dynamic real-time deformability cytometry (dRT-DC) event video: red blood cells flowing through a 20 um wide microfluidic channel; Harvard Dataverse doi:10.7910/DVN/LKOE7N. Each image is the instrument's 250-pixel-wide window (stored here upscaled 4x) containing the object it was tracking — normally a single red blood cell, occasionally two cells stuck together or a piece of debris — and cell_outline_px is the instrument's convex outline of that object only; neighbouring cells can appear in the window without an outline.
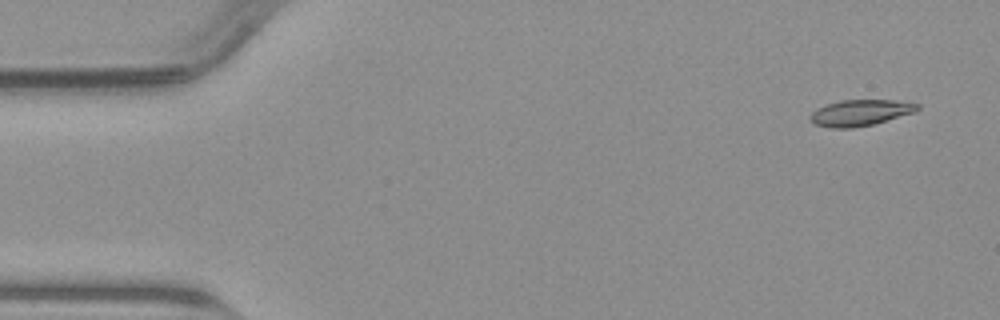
{"species": "common noctule bat (a hibernating species)", "species_latin": "Nyctalus noctula", "temperature_condition": "warm", "stored_images_in_passage": 49, "camera_frame_rate_fps": 3000, "um_per_image_px": 0.085, "animal": {"sex": "male", "body_mass_g": 23.1, "forearm_length_mm": 52.7}, "frame": {"image": 1, "passage_image": 3, "time_ms": 0.667, "image_size_px": [1000, 320], "cell_outline_px": [[920, 108], [916, 112], [872, 124], [852, 128], [832, 128], [816, 124], [808, 120], [808, 116], [816, 108], [840, 100], [896, 100], [920, 104]], "centroid_in_image_um": [73.12, 9.58], "position_along_channel_um": 11.9, "area_um2": 16.36}}
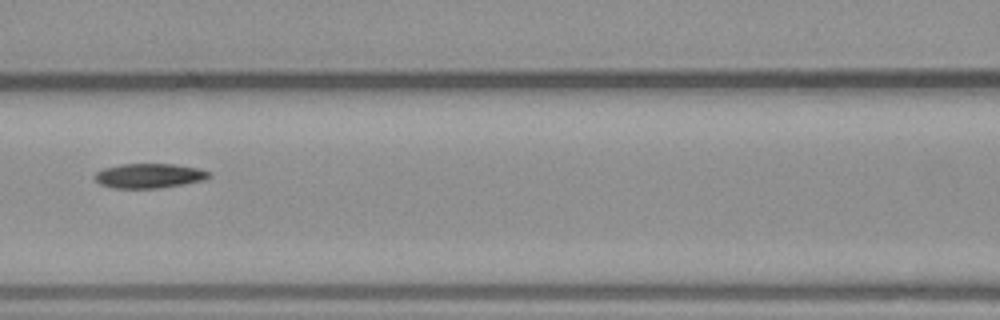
{"frame": {"image": 2, "passage_image": 22, "time_ms": 7.0, "image_size_px": [1000, 320], "cell_outline_px": [[212, 176], [204, 180], [156, 188], [112, 188], [100, 184], [92, 176], [96, 172], [104, 168], [120, 164], [176, 164], [200, 168], [212, 172]], "centroid_in_image_um": [12.69, 14.93], "position_along_channel_um": 153.9, "area_um2": 16.47}}
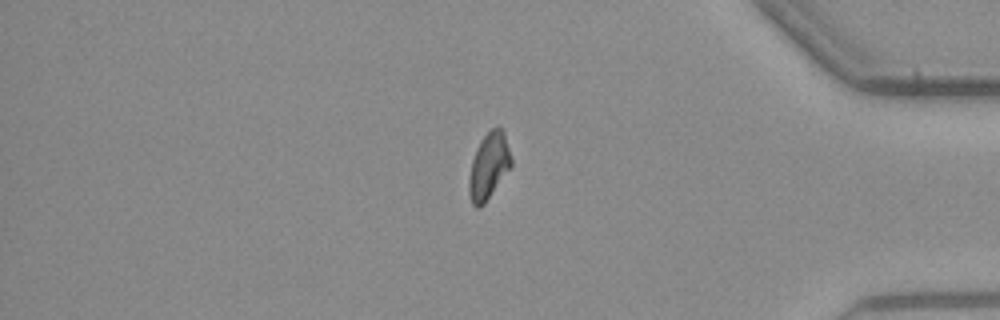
{"frame": {"image": 3, "passage_image": 42, "time_ms": 13.667, "image_size_px": [1000, 320], "cell_outline_px": [[512, 164], [484, 204], [480, 208], [476, 208], [472, 204], [468, 192], [468, 180], [472, 160], [476, 148], [480, 140], [492, 128], [504, 128], [512, 160]], "centroid_in_image_um": [41.53, 14.1], "position_along_channel_um": 393.7, "area_um2": 16.3}}